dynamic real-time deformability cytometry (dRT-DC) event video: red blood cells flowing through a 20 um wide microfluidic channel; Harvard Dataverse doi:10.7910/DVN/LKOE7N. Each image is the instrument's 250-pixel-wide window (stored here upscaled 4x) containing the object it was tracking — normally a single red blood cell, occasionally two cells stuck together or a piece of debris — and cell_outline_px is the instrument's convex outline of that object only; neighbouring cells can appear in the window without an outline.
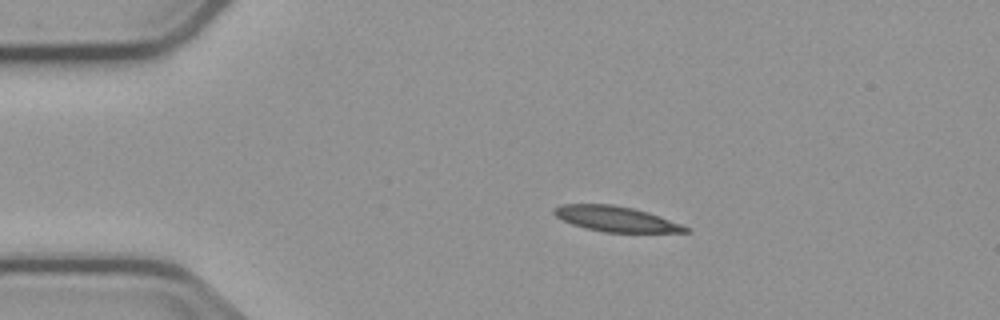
{"species": "common noctule bat (a hibernating species)", "species_latin": "Nyctalus noctula", "temperature_condition": "cold", "stored_images_in_passage": 4, "camera_frame_rate_fps": 3000, "um_per_image_px": 0.085, "animal": {"sex": "male", "body_mass_g": 23.1, "forearm_length_mm": 52.7}, "frame": {"image": 1, "passage_image": 3, "time_ms": 2.333, "image_size_px": [1000, 320], "cell_outline_px": [[692, 232], [604, 232], [584, 228], [572, 224], [556, 216], [552, 212], [552, 208], [564, 204], [612, 204], [632, 208], [648, 212], [660, 216], [680, 224], [688, 228]], "centroid_in_image_um": [52.32, 18.6], "position_along_channel_um": 32.7, "area_um2": 19.25}}